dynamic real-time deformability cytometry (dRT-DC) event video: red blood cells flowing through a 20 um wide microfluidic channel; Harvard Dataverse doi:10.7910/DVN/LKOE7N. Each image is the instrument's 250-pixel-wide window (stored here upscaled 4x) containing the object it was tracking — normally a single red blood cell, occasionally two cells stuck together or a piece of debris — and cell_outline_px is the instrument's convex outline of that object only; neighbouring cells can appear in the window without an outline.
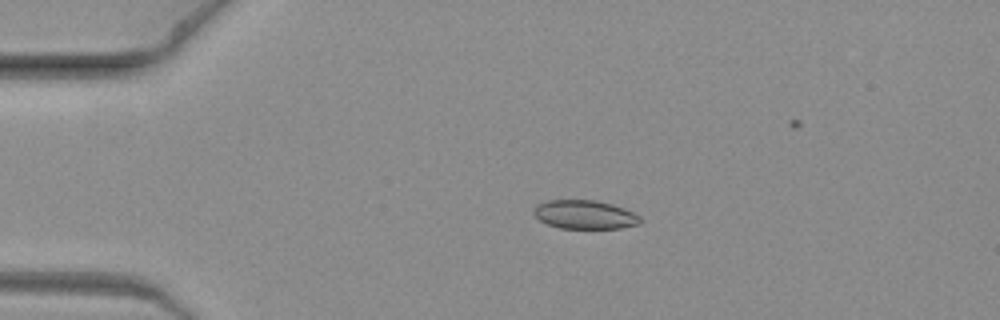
{"species": "common noctule bat (a hibernating species)", "species_latin": "Nyctalus noctula", "temperature_condition": "warm", "stored_images_in_passage": 8, "camera_frame_rate_fps": 3000, "um_per_image_px": 0.085, "animal": {"sex": "female", "body_mass_g": 19.3, "forearm_length_mm": 54.1}, "frame": {"image": 1, "passage_image": 4, "time_ms": 1.0, "image_size_px": [1000, 320], "cell_outline_px": [[640, 224], [620, 228], [560, 228], [548, 224], [540, 220], [532, 212], [536, 204], [548, 200], [596, 200], [612, 204], [624, 208], [640, 216]], "centroid_in_image_um": [49.69, 18.23], "position_along_channel_um": 35.3, "area_um2": 17.8}}
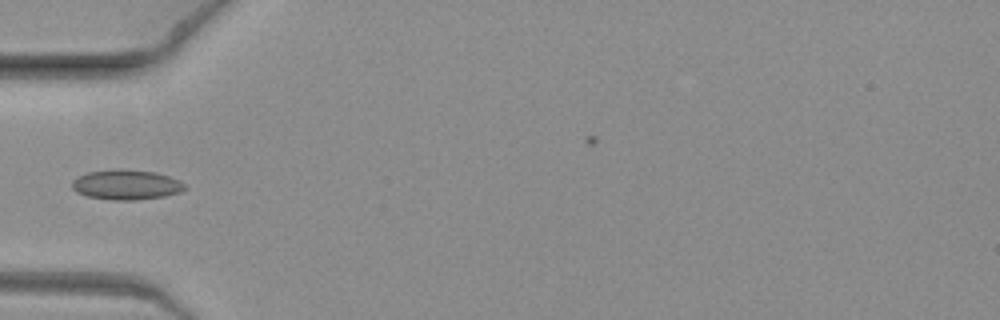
{"frame": {"image": 2, "passage_image": 6, "time_ms": 1.667, "image_size_px": [1000, 320], "cell_outline_px": [[188, 188], [180, 192], [164, 196], [136, 200], [112, 200], [88, 196], [76, 192], [72, 188], [72, 180], [88, 172], [116, 168], [120, 168], [156, 172], [180, 180]], "centroid_in_image_um": [10.75, 15.69], "position_along_channel_um": 74.3, "area_um2": 19.83}}
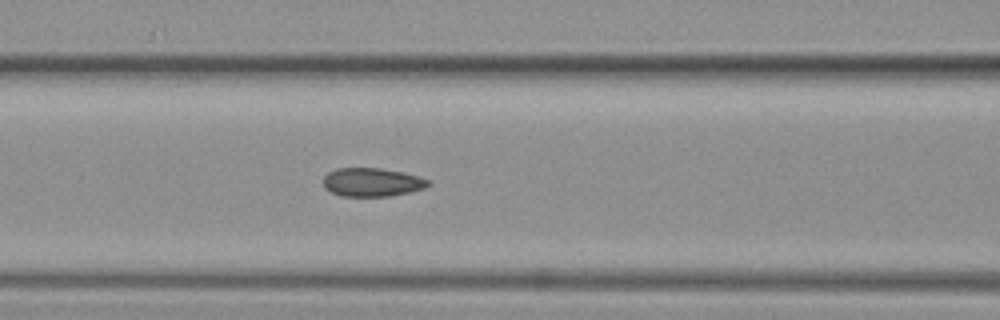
{"frame": {"image": 3, "passage_image": 8, "time_ms": 2.333, "image_size_px": [1000, 320], "cell_outline_px": [[432, 184], [424, 188], [392, 196], [340, 196], [324, 188], [324, 176], [328, 172], [336, 168], [380, 168], [400, 172], [416, 176], [428, 180]], "centroid_in_image_um": [31.59, 15.49], "position_along_channel_um": 135.0, "area_um2": 17.34}}